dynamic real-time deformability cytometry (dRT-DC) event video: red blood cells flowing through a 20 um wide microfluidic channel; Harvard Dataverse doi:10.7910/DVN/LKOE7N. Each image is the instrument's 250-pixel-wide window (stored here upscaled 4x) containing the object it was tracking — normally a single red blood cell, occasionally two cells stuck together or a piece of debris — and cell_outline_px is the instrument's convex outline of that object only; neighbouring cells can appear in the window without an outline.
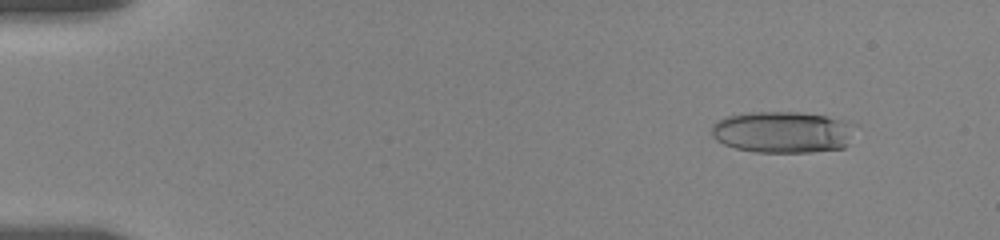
{"species": "human", "species_latin": "Homo sapiens", "temperature_condition": "room temperature", "stored_images_in_passage": 56, "camera_frame_rate_fps": 3000, "um_per_image_px": 0.085, "donor": {"sex": "female"}, "frame": {"image": 1, "passage_image": 6, "time_ms": 1.667, "image_size_px": [1000, 240], "cell_outline_px": [[856, 124], [848, 144], [844, 148], [812, 152], [756, 152], [736, 148], [724, 144], [716, 140], [712, 136], [712, 124], [716, 120], [724, 116], [748, 112], [800, 112], [824, 116]], "centroid_in_image_um": [66.5, 11.22], "position_along_channel_um": 18.5, "area_um2": 34.97}}
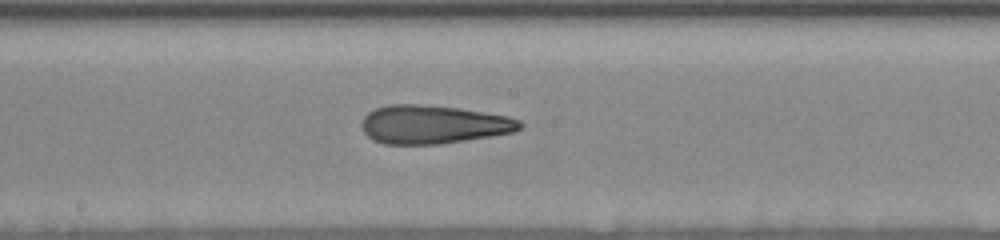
{"frame": {"image": 2, "passage_image": 31, "time_ms": 10.0, "image_size_px": [1000, 240], "cell_outline_px": [[524, 124], [520, 128], [512, 132], [440, 144], [384, 144], [372, 140], [364, 132], [360, 124], [364, 116], [368, 112], [376, 108], [388, 104], [416, 104], [460, 108], [508, 116], [520, 120]], "centroid_in_image_um": [36.79, 10.57], "position_along_channel_um": 211.4, "area_um2": 35.43}}
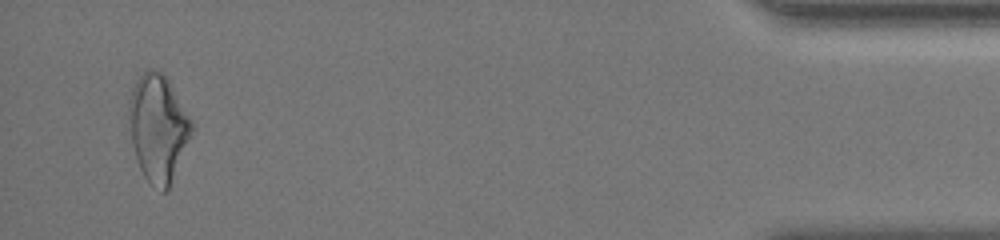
{"frame": {"image": 3, "passage_image": 54, "time_ms": 17.667, "image_size_px": [1000, 240], "cell_outline_px": [[196, 124], [168, 192], [160, 192], [148, 184], [140, 168], [132, 144], [128, 112], [128, 100], [132, 88], [136, 80], [148, 68], [152, 68], [164, 72]], "centroid_in_image_um": [13.47, 10.87], "position_along_channel_um": 421.7, "area_um2": 40.0}, "authors_computed_cell_mechanics": {"area_um2": 34.9979, "velocity_mm_per_s": 3.6378, "shape_relaxation_time_tau1_ms": 8.9449, "shape_relaxation_time_tau2_ms": 3.1706, "deformation_change_tau1": 0.2652, "deformation_change_tau2": 0.1463}}